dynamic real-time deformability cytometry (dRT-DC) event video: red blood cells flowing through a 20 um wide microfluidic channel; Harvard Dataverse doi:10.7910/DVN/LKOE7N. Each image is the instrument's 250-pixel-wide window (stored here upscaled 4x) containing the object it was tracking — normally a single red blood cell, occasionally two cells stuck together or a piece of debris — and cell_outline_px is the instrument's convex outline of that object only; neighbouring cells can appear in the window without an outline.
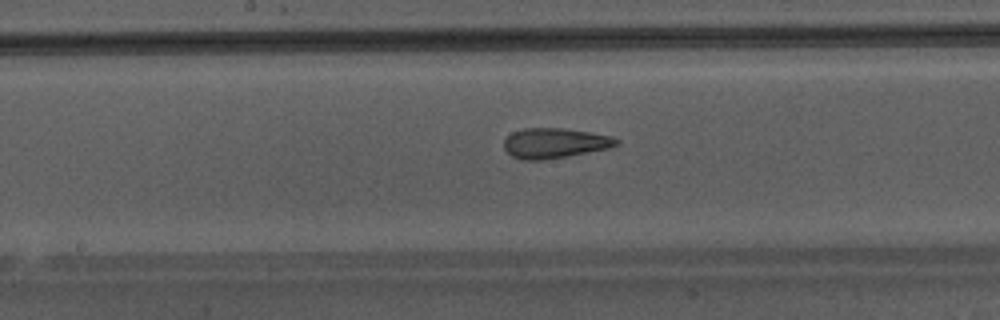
{"species": "Egyptian fruit bat (a non-hibernating species)", "species_latin": "Rousettus aegyptiacus", "temperature_condition": "warm", "stored_images_in_passage": 36, "camera_frame_rate_fps": 3000, "um_per_image_px": 0.085, "animal": {"sex": "male"}, "frame": {"image": 1, "passage_image": 16, "time_ms": 5.0, "image_size_px": [1000, 320], "cell_outline_px": [[620, 144], [608, 148], [564, 156], [540, 160], [524, 160], [512, 156], [504, 148], [504, 140], [512, 132], [524, 128], [564, 128], [612, 136], [620, 140]], "centroid_in_image_um": [47.14, 12.15], "position_along_channel_um": 201.1, "area_um2": 19.48}}